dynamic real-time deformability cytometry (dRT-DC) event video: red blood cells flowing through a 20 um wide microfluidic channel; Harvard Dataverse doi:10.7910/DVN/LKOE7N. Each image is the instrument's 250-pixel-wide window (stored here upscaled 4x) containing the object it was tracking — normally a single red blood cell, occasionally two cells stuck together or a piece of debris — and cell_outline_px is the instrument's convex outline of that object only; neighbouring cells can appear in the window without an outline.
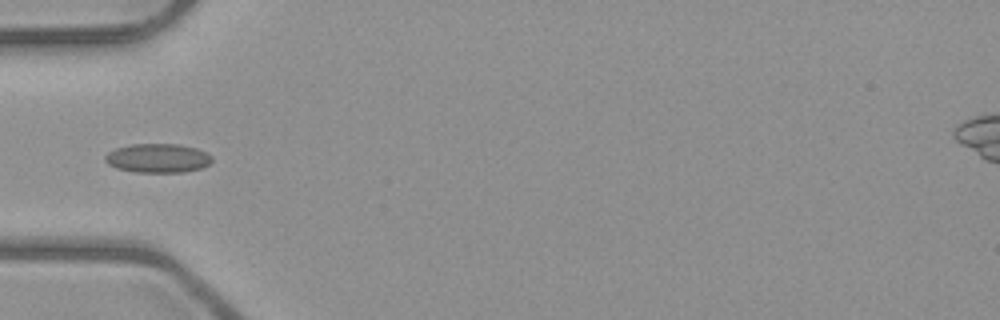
{"species": "common noctule bat (a hibernating species)", "species_latin": "Nyctalus noctula", "temperature_condition": "room temperature", "stored_images_in_passage": 6, "camera_frame_rate_fps": 3000, "um_per_image_px": 0.085, "animal": {"sex": "male", "body_mass_g": 23.1, "forearm_length_mm": 52.7}, "frame": {"image": 1, "passage_image": 4, "time_ms": 4.667, "image_size_px": [1000, 320], "cell_outline_px": [[212, 160], [204, 168], [184, 172], [136, 172], [116, 168], [108, 164], [104, 160], [104, 156], [108, 152], [116, 148], [132, 144], [176, 144], [196, 148], [212, 156]], "centroid_in_image_um": [13.4, 13.45], "position_along_channel_um": 71.6, "area_um2": 18.09}}
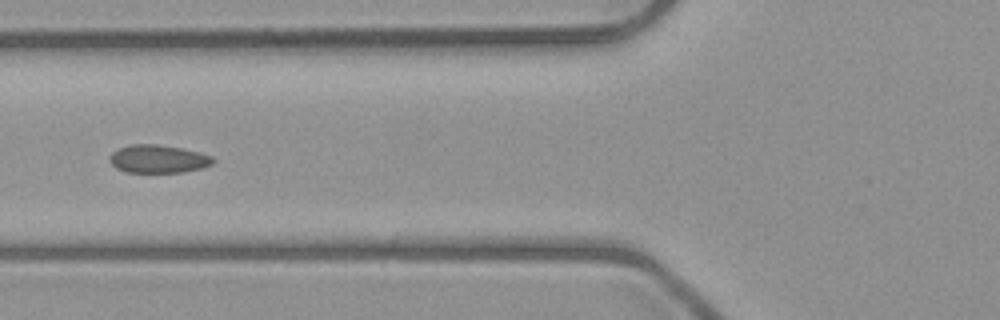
{"frame": {"image": 2, "passage_image": 5, "time_ms": 5.667, "image_size_px": [1000, 320], "cell_outline_px": [[216, 160], [212, 164], [204, 168], [184, 172], [124, 172], [116, 168], [108, 160], [108, 156], [116, 148], [132, 144], [156, 144], [180, 148], [200, 152], [212, 156]], "centroid_in_image_um": [13.43, 13.51], "position_along_channel_um": 112.4, "area_um2": 17.17}}
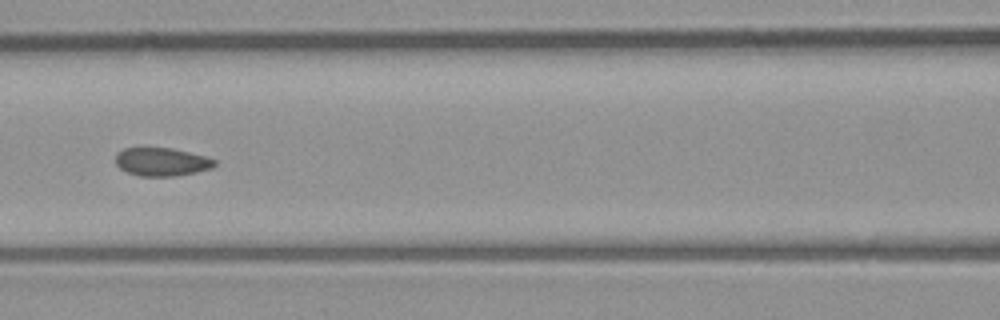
{"frame": {"image": 3, "passage_image": 6, "time_ms": 6.667, "image_size_px": [1000, 320], "cell_outline_px": [[216, 164], [212, 168], [196, 172], [176, 176], [140, 176], [128, 172], [120, 168], [116, 164], [116, 152], [124, 148], [172, 148], [204, 156], [216, 160]], "centroid_in_image_um": [13.74, 13.76], "position_along_channel_um": 152.9, "area_um2": 16.24}}